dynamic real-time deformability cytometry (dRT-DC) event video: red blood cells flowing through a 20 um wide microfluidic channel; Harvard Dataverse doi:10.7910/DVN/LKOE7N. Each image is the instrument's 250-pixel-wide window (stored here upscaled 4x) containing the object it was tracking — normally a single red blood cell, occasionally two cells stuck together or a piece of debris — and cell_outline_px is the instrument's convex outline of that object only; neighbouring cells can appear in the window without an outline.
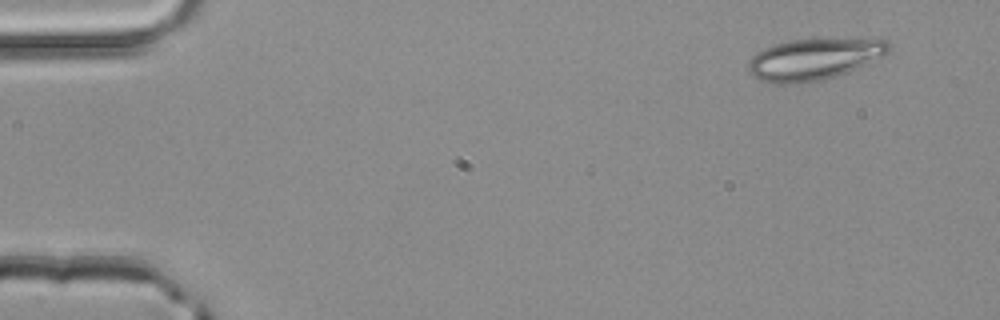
{"species": "common noctule bat (a hibernating species)", "species_latin": "Nyctalus noctula", "temperature_condition": "room temperature", "stored_images_in_passage": 2, "camera_frame_rate_fps": 3000, "um_per_image_px": 0.085, "animal": {"sex": "male", "body_mass_g": 20.4}, "frame": {"image": 1, "passage_image": 1, "time_ms": 0.0, "image_size_px": [1000, 320], "cell_outline_px": [[892, 48], [888, 52], [864, 64], [836, 76], [820, 80], [792, 84], [776, 84], [760, 80], [752, 76], [748, 72], [748, 60], [756, 52], [764, 48], [788, 40], [880, 36], [888, 40], [892, 44]], "centroid_in_image_um": [69.23, 4.98], "position_along_channel_um": 15.8, "area_um2": 34.68}}